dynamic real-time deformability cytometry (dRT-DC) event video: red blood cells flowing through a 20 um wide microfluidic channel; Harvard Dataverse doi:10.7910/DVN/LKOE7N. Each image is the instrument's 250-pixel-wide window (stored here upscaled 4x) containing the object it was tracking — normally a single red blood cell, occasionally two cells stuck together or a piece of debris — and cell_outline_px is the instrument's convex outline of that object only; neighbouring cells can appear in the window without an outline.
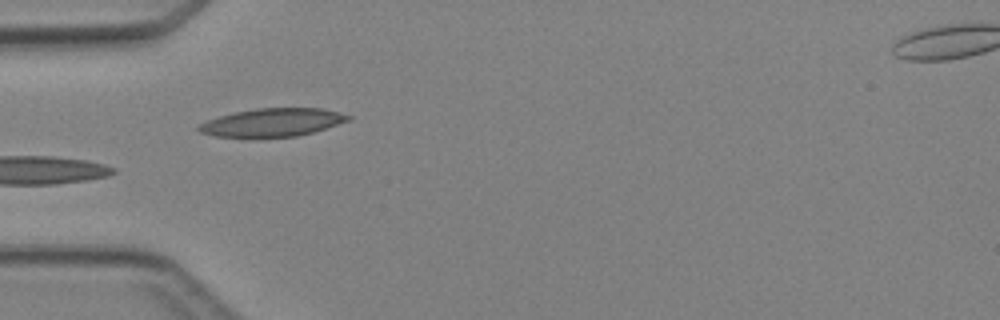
{"species": "Egyptian fruit bat (a non-hibernating species)", "species_latin": "Rousettus aegyptiacus", "temperature_condition": "cold", "stored_images_in_passage": 5, "camera_frame_rate_fps": 3000, "um_per_image_px": 0.085, "animal": {"sex": "female"}, "frame": {"image": 1, "passage_image": 4, "time_ms": 3.333, "image_size_px": [1000, 320], "cell_outline_px": [[352, 120], [312, 132], [296, 136], [216, 136], [200, 132], [196, 128], [200, 124], [208, 120], [220, 116], [236, 112], [256, 108], [324, 108], [340, 112], [352, 116]], "centroid_in_image_um": [23.22, 10.38], "position_along_channel_um": 61.8, "area_um2": 24.1}}
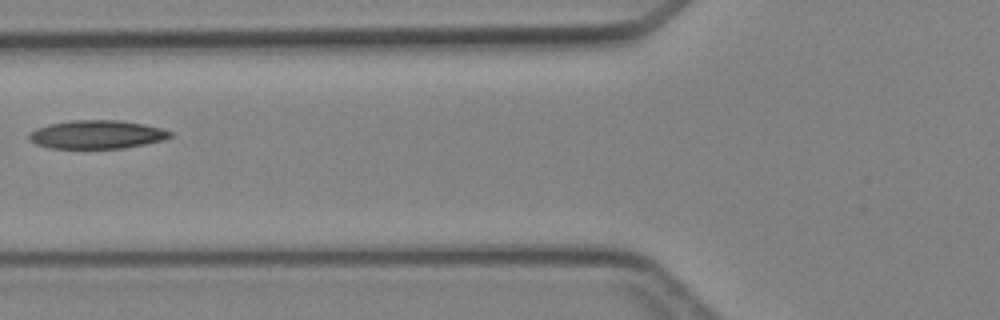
{"frame": {"image": 2, "passage_image": 5, "time_ms": 4.667, "image_size_px": [1000, 320], "cell_outline_px": [[172, 136], [164, 140], [124, 148], [48, 148], [36, 144], [28, 140], [28, 132], [36, 128], [52, 124], [72, 120], [120, 120], [144, 124], [164, 128], [172, 132]], "centroid_in_image_um": [8.24, 11.43], "position_along_channel_um": 117.6, "area_um2": 23.52}}